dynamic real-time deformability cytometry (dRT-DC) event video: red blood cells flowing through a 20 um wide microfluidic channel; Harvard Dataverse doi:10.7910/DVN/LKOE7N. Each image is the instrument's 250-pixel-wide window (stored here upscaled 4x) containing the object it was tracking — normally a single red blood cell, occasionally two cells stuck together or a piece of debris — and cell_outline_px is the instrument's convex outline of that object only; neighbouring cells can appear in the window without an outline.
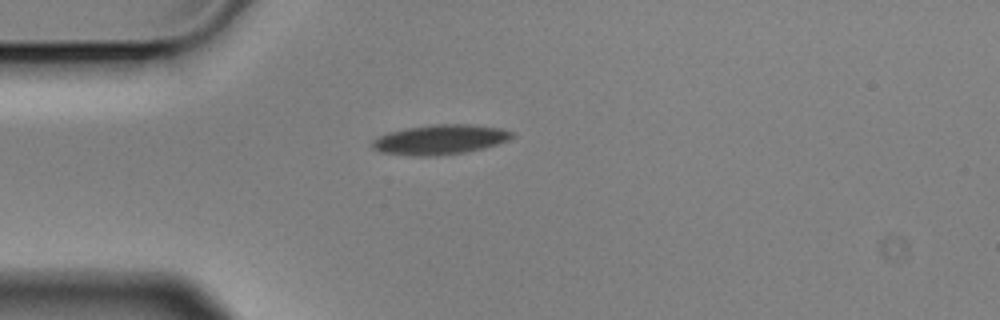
{"species": "Egyptian fruit bat (a non-hibernating species)", "species_latin": "Rousettus aegyptiacus", "temperature_condition": "cold", "stored_images_in_passage": 1, "camera_frame_rate_fps": 3000, "um_per_image_px": 0.085, "animal": {"sex": "male"}, "frame": {"image": 1, "passage_image": 1, "time_ms": 0.0, "image_size_px": [1000, 320], "cell_outline_px": [[516, 132], [508, 140], [484, 148], [464, 152], [436, 156], [408, 156], [380, 152], [372, 148], [372, 140], [388, 132], [408, 128], [432, 124], [472, 124], [500, 128]], "centroid_in_image_um": [37.4, 11.87], "position_along_channel_um": 47.6, "area_um2": 24.33}}